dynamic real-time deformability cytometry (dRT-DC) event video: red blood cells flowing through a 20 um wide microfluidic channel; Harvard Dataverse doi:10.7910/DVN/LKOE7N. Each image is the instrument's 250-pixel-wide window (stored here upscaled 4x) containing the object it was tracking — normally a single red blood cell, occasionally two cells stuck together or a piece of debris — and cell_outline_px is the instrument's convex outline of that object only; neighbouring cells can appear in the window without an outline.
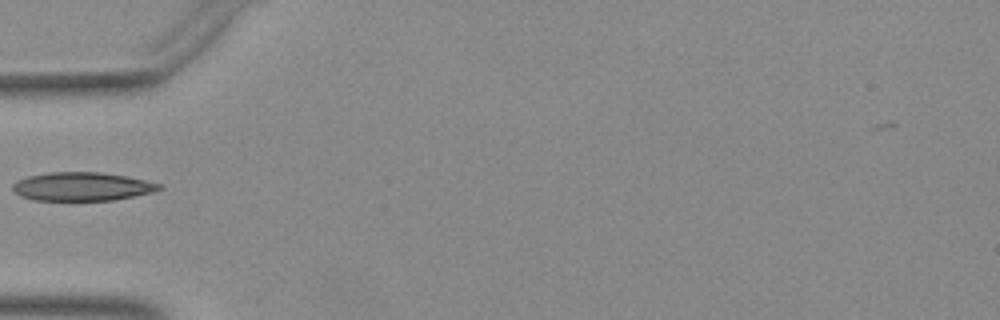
{"species": "Egyptian fruit bat (a non-hibernating species)", "species_latin": "Rousettus aegyptiacus", "temperature_condition": "warm", "stored_images_in_passage": 5, "camera_frame_rate_fps": 3000, "um_per_image_px": 0.085, "animal": {"sex": "female"}, "frame": {"image": 1, "passage_image": 1, "time_ms": 0.0, "image_size_px": [1000, 320], "cell_outline_px": [[164, 188], [152, 192], [112, 200], [32, 200], [20, 196], [12, 188], [12, 184], [16, 180], [28, 176], [52, 172], [100, 172], [124, 176], [144, 180], [160, 184]], "centroid_in_image_um": [6.93, 15.85], "position_along_channel_um": 78.1, "area_um2": 24.16}}